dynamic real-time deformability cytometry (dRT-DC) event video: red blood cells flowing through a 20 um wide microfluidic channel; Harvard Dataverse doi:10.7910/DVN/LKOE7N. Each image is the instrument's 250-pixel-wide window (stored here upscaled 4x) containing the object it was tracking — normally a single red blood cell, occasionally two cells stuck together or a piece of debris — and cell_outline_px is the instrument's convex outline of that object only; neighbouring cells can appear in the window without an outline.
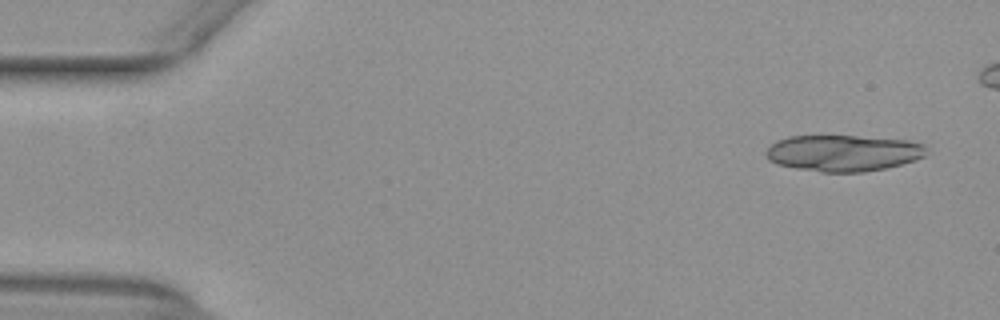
{"species": "common noctule bat (a hibernating species)", "species_latin": "Nyctalus noctula", "temperature_condition": "warm", "stored_images_in_passage": 21, "camera_frame_rate_fps": 3000, "um_per_image_px": 0.085, "animal": {"sex": "female", "body_mass_g": 29.2, "forearm_length_mm": 56.3}, "frame": {"image": 1, "passage_image": 1, "time_ms": 0.0, "image_size_px": [1000, 320], "cell_outline_px": [[924, 156], [916, 160], [884, 168], [864, 172], [820, 172], [796, 168], [776, 164], [768, 160], [764, 152], [776, 140], [788, 136], [856, 136], [908, 140], [924, 144]], "centroid_in_image_um": [71.62, 13.01], "position_along_channel_um": 13.4, "area_um2": 33.93}}